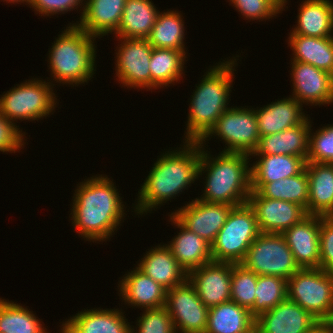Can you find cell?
Listing matches in <instances>:
<instances>
[{
    "mask_svg": "<svg viewBox=\"0 0 333 333\" xmlns=\"http://www.w3.org/2000/svg\"><path fill=\"white\" fill-rule=\"evenodd\" d=\"M233 59L213 66L204 74L190 99L185 141H200L230 107L228 101L234 78Z\"/></svg>",
    "mask_w": 333,
    "mask_h": 333,
    "instance_id": "cell-4",
    "label": "cell"
},
{
    "mask_svg": "<svg viewBox=\"0 0 333 333\" xmlns=\"http://www.w3.org/2000/svg\"><path fill=\"white\" fill-rule=\"evenodd\" d=\"M293 94L301 104L333 103V75L303 62L291 61Z\"/></svg>",
    "mask_w": 333,
    "mask_h": 333,
    "instance_id": "cell-17",
    "label": "cell"
},
{
    "mask_svg": "<svg viewBox=\"0 0 333 333\" xmlns=\"http://www.w3.org/2000/svg\"><path fill=\"white\" fill-rule=\"evenodd\" d=\"M241 264L256 275L288 280L300 268L283 234L260 233L247 250Z\"/></svg>",
    "mask_w": 333,
    "mask_h": 333,
    "instance_id": "cell-9",
    "label": "cell"
},
{
    "mask_svg": "<svg viewBox=\"0 0 333 333\" xmlns=\"http://www.w3.org/2000/svg\"><path fill=\"white\" fill-rule=\"evenodd\" d=\"M277 6V0H271Z\"/></svg>",
    "mask_w": 333,
    "mask_h": 333,
    "instance_id": "cell-48",
    "label": "cell"
},
{
    "mask_svg": "<svg viewBox=\"0 0 333 333\" xmlns=\"http://www.w3.org/2000/svg\"><path fill=\"white\" fill-rule=\"evenodd\" d=\"M287 280L277 276L258 275L256 299L250 314L257 318L287 299Z\"/></svg>",
    "mask_w": 333,
    "mask_h": 333,
    "instance_id": "cell-36",
    "label": "cell"
},
{
    "mask_svg": "<svg viewBox=\"0 0 333 333\" xmlns=\"http://www.w3.org/2000/svg\"><path fill=\"white\" fill-rule=\"evenodd\" d=\"M170 221L180 229L167 245L177 262L189 273L191 270L213 261L211 245L200 236L185 228L172 214Z\"/></svg>",
    "mask_w": 333,
    "mask_h": 333,
    "instance_id": "cell-26",
    "label": "cell"
},
{
    "mask_svg": "<svg viewBox=\"0 0 333 333\" xmlns=\"http://www.w3.org/2000/svg\"><path fill=\"white\" fill-rule=\"evenodd\" d=\"M248 203L254 209L260 233L283 234L308 215L298 204L265 198L257 191H251Z\"/></svg>",
    "mask_w": 333,
    "mask_h": 333,
    "instance_id": "cell-15",
    "label": "cell"
},
{
    "mask_svg": "<svg viewBox=\"0 0 333 333\" xmlns=\"http://www.w3.org/2000/svg\"><path fill=\"white\" fill-rule=\"evenodd\" d=\"M311 333H329V327L326 324H321L315 331Z\"/></svg>",
    "mask_w": 333,
    "mask_h": 333,
    "instance_id": "cell-44",
    "label": "cell"
},
{
    "mask_svg": "<svg viewBox=\"0 0 333 333\" xmlns=\"http://www.w3.org/2000/svg\"><path fill=\"white\" fill-rule=\"evenodd\" d=\"M259 234L256 215L249 203L233 207L211 244L213 261L241 263Z\"/></svg>",
    "mask_w": 333,
    "mask_h": 333,
    "instance_id": "cell-7",
    "label": "cell"
},
{
    "mask_svg": "<svg viewBox=\"0 0 333 333\" xmlns=\"http://www.w3.org/2000/svg\"><path fill=\"white\" fill-rule=\"evenodd\" d=\"M200 143L198 177L205 176V190L200 201L239 206L248 203L251 189L249 156L245 153L221 152L211 157Z\"/></svg>",
    "mask_w": 333,
    "mask_h": 333,
    "instance_id": "cell-3",
    "label": "cell"
},
{
    "mask_svg": "<svg viewBox=\"0 0 333 333\" xmlns=\"http://www.w3.org/2000/svg\"><path fill=\"white\" fill-rule=\"evenodd\" d=\"M232 267L233 263L211 261L188 273L189 282L208 308L231 300Z\"/></svg>",
    "mask_w": 333,
    "mask_h": 333,
    "instance_id": "cell-16",
    "label": "cell"
},
{
    "mask_svg": "<svg viewBox=\"0 0 333 333\" xmlns=\"http://www.w3.org/2000/svg\"><path fill=\"white\" fill-rule=\"evenodd\" d=\"M33 79L18 84L1 95L0 113L9 121H38L46 118L55 109L57 99L52 89L54 84Z\"/></svg>",
    "mask_w": 333,
    "mask_h": 333,
    "instance_id": "cell-8",
    "label": "cell"
},
{
    "mask_svg": "<svg viewBox=\"0 0 333 333\" xmlns=\"http://www.w3.org/2000/svg\"><path fill=\"white\" fill-rule=\"evenodd\" d=\"M289 46L293 59L311 64L333 75V37H307L290 33Z\"/></svg>",
    "mask_w": 333,
    "mask_h": 333,
    "instance_id": "cell-31",
    "label": "cell"
},
{
    "mask_svg": "<svg viewBox=\"0 0 333 333\" xmlns=\"http://www.w3.org/2000/svg\"><path fill=\"white\" fill-rule=\"evenodd\" d=\"M159 12L152 0H126L118 30L114 34L117 38L147 39Z\"/></svg>",
    "mask_w": 333,
    "mask_h": 333,
    "instance_id": "cell-30",
    "label": "cell"
},
{
    "mask_svg": "<svg viewBox=\"0 0 333 333\" xmlns=\"http://www.w3.org/2000/svg\"><path fill=\"white\" fill-rule=\"evenodd\" d=\"M84 0H30V8L34 9L41 16H51L54 14H59L68 12L74 9H78L79 6H83L84 10ZM81 3V4H80ZM83 4V5H82ZM79 5V6H78Z\"/></svg>",
    "mask_w": 333,
    "mask_h": 333,
    "instance_id": "cell-43",
    "label": "cell"
},
{
    "mask_svg": "<svg viewBox=\"0 0 333 333\" xmlns=\"http://www.w3.org/2000/svg\"><path fill=\"white\" fill-rule=\"evenodd\" d=\"M321 324L312 314L287 298L255 318V333H311Z\"/></svg>",
    "mask_w": 333,
    "mask_h": 333,
    "instance_id": "cell-14",
    "label": "cell"
},
{
    "mask_svg": "<svg viewBox=\"0 0 333 333\" xmlns=\"http://www.w3.org/2000/svg\"><path fill=\"white\" fill-rule=\"evenodd\" d=\"M3 1H6V3L8 2H10V3H18V2H20V4L21 3H24V2H26L27 4H29V2H30V0H3Z\"/></svg>",
    "mask_w": 333,
    "mask_h": 333,
    "instance_id": "cell-46",
    "label": "cell"
},
{
    "mask_svg": "<svg viewBox=\"0 0 333 333\" xmlns=\"http://www.w3.org/2000/svg\"><path fill=\"white\" fill-rule=\"evenodd\" d=\"M283 236L300 269L320 268V215L308 214Z\"/></svg>",
    "mask_w": 333,
    "mask_h": 333,
    "instance_id": "cell-18",
    "label": "cell"
},
{
    "mask_svg": "<svg viewBox=\"0 0 333 333\" xmlns=\"http://www.w3.org/2000/svg\"><path fill=\"white\" fill-rule=\"evenodd\" d=\"M137 323L138 329L131 327L130 333H176L171 315L165 306L145 309Z\"/></svg>",
    "mask_w": 333,
    "mask_h": 333,
    "instance_id": "cell-39",
    "label": "cell"
},
{
    "mask_svg": "<svg viewBox=\"0 0 333 333\" xmlns=\"http://www.w3.org/2000/svg\"><path fill=\"white\" fill-rule=\"evenodd\" d=\"M125 275L118 284L121 299L124 300L125 304L136 308L141 307L144 310L165 306L167 290L159 283L145 275L137 267Z\"/></svg>",
    "mask_w": 333,
    "mask_h": 333,
    "instance_id": "cell-22",
    "label": "cell"
},
{
    "mask_svg": "<svg viewBox=\"0 0 333 333\" xmlns=\"http://www.w3.org/2000/svg\"><path fill=\"white\" fill-rule=\"evenodd\" d=\"M320 268L333 273V216H320Z\"/></svg>",
    "mask_w": 333,
    "mask_h": 333,
    "instance_id": "cell-41",
    "label": "cell"
},
{
    "mask_svg": "<svg viewBox=\"0 0 333 333\" xmlns=\"http://www.w3.org/2000/svg\"><path fill=\"white\" fill-rule=\"evenodd\" d=\"M257 192L265 198L298 204L307 212L309 182L306 169L296 176L265 183Z\"/></svg>",
    "mask_w": 333,
    "mask_h": 333,
    "instance_id": "cell-34",
    "label": "cell"
},
{
    "mask_svg": "<svg viewBox=\"0 0 333 333\" xmlns=\"http://www.w3.org/2000/svg\"><path fill=\"white\" fill-rule=\"evenodd\" d=\"M258 275L241 263L232 267L231 300L240 306L251 309L256 299Z\"/></svg>",
    "mask_w": 333,
    "mask_h": 333,
    "instance_id": "cell-37",
    "label": "cell"
},
{
    "mask_svg": "<svg viewBox=\"0 0 333 333\" xmlns=\"http://www.w3.org/2000/svg\"><path fill=\"white\" fill-rule=\"evenodd\" d=\"M233 207L225 203L206 202L195 198L171 214L185 228L211 245Z\"/></svg>",
    "mask_w": 333,
    "mask_h": 333,
    "instance_id": "cell-13",
    "label": "cell"
},
{
    "mask_svg": "<svg viewBox=\"0 0 333 333\" xmlns=\"http://www.w3.org/2000/svg\"><path fill=\"white\" fill-rule=\"evenodd\" d=\"M58 35L49 50V69L53 80L62 84L87 83L95 74L96 37L77 25H70Z\"/></svg>",
    "mask_w": 333,
    "mask_h": 333,
    "instance_id": "cell-5",
    "label": "cell"
},
{
    "mask_svg": "<svg viewBox=\"0 0 333 333\" xmlns=\"http://www.w3.org/2000/svg\"><path fill=\"white\" fill-rule=\"evenodd\" d=\"M136 267L166 290L188 280V273L174 258L167 244L151 248Z\"/></svg>",
    "mask_w": 333,
    "mask_h": 333,
    "instance_id": "cell-21",
    "label": "cell"
},
{
    "mask_svg": "<svg viewBox=\"0 0 333 333\" xmlns=\"http://www.w3.org/2000/svg\"><path fill=\"white\" fill-rule=\"evenodd\" d=\"M287 298L322 324L333 320V273L321 268L299 269L287 280Z\"/></svg>",
    "mask_w": 333,
    "mask_h": 333,
    "instance_id": "cell-6",
    "label": "cell"
},
{
    "mask_svg": "<svg viewBox=\"0 0 333 333\" xmlns=\"http://www.w3.org/2000/svg\"><path fill=\"white\" fill-rule=\"evenodd\" d=\"M125 2L126 0H85L80 23L77 21L72 25H77L96 38L113 34L118 30Z\"/></svg>",
    "mask_w": 333,
    "mask_h": 333,
    "instance_id": "cell-20",
    "label": "cell"
},
{
    "mask_svg": "<svg viewBox=\"0 0 333 333\" xmlns=\"http://www.w3.org/2000/svg\"><path fill=\"white\" fill-rule=\"evenodd\" d=\"M26 307L0 298V333H49Z\"/></svg>",
    "mask_w": 333,
    "mask_h": 333,
    "instance_id": "cell-35",
    "label": "cell"
},
{
    "mask_svg": "<svg viewBox=\"0 0 333 333\" xmlns=\"http://www.w3.org/2000/svg\"><path fill=\"white\" fill-rule=\"evenodd\" d=\"M212 135H217L228 145L222 152L251 155L260 140L255 109L230 107L199 142L203 145Z\"/></svg>",
    "mask_w": 333,
    "mask_h": 333,
    "instance_id": "cell-10",
    "label": "cell"
},
{
    "mask_svg": "<svg viewBox=\"0 0 333 333\" xmlns=\"http://www.w3.org/2000/svg\"><path fill=\"white\" fill-rule=\"evenodd\" d=\"M185 58L180 50L153 48L149 63L151 90L178 82L183 77Z\"/></svg>",
    "mask_w": 333,
    "mask_h": 333,
    "instance_id": "cell-32",
    "label": "cell"
},
{
    "mask_svg": "<svg viewBox=\"0 0 333 333\" xmlns=\"http://www.w3.org/2000/svg\"><path fill=\"white\" fill-rule=\"evenodd\" d=\"M287 0H277V7L283 11L284 7L286 6Z\"/></svg>",
    "mask_w": 333,
    "mask_h": 333,
    "instance_id": "cell-45",
    "label": "cell"
},
{
    "mask_svg": "<svg viewBox=\"0 0 333 333\" xmlns=\"http://www.w3.org/2000/svg\"><path fill=\"white\" fill-rule=\"evenodd\" d=\"M297 25L291 32L307 37H333V3L330 0H305L299 8Z\"/></svg>",
    "mask_w": 333,
    "mask_h": 333,
    "instance_id": "cell-29",
    "label": "cell"
},
{
    "mask_svg": "<svg viewBox=\"0 0 333 333\" xmlns=\"http://www.w3.org/2000/svg\"><path fill=\"white\" fill-rule=\"evenodd\" d=\"M329 333H333V320L328 324Z\"/></svg>",
    "mask_w": 333,
    "mask_h": 333,
    "instance_id": "cell-47",
    "label": "cell"
},
{
    "mask_svg": "<svg viewBox=\"0 0 333 333\" xmlns=\"http://www.w3.org/2000/svg\"><path fill=\"white\" fill-rule=\"evenodd\" d=\"M183 148L168 151L154 163L138 191L136 214H145L178 196L198 178L200 142L185 141ZM165 201V202H164ZM153 208V209H152Z\"/></svg>",
    "mask_w": 333,
    "mask_h": 333,
    "instance_id": "cell-2",
    "label": "cell"
},
{
    "mask_svg": "<svg viewBox=\"0 0 333 333\" xmlns=\"http://www.w3.org/2000/svg\"><path fill=\"white\" fill-rule=\"evenodd\" d=\"M205 333H255V318L230 300L209 308Z\"/></svg>",
    "mask_w": 333,
    "mask_h": 333,
    "instance_id": "cell-28",
    "label": "cell"
},
{
    "mask_svg": "<svg viewBox=\"0 0 333 333\" xmlns=\"http://www.w3.org/2000/svg\"><path fill=\"white\" fill-rule=\"evenodd\" d=\"M118 309H85L62 323L61 333H130L131 327Z\"/></svg>",
    "mask_w": 333,
    "mask_h": 333,
    "instance_id": "cell-19",
    "label": "cell"
},
{
    "mask_svg": "<svg viewBox=\"0 0 333 333\" xmlns=\"http://www.w3.org/2000/svg\"><path fill=\"white\" fill-rule=\"evenodd\" d=\"M90 178L80 182L74 193L72 226L87 241H105L117 231L125 206L113 180L102 174Z\"/></svg>",
    "mask_w": 333,
    "mask_h": 333,
    "instance_id": "cell-1",
    "label": "cell"
},
{
    "mask_svg": "<svg viewBox=\"0 0 333 333\" xmlns=\"http://www.w3.org/2000/svg\"><path fill=\"white\" fill-rule=\"evenodd\" d=\"M309 132L307 162L333 164V125L328 124L314 134Z\"/></svg>",
    "mask_w": 333,
    "mask_h": 333,
    "instance_id": "cell-38",
    "label": "cell"
},
{
    "mask_svg": "<svg viewBox=\"0 0 333 333\" xmlns=\"http://www.w3.org/2000/svg\"><path fill=\"white\" fill-rule=\"evenodd\" d=\"M253 155L260 159L252 167L250 166L252 191H258L265 183L300 174L307 163L303 157L291 155L251 154L250 156Z\"/></svg>",
    "mask_w": 333,
    "mask_h": 333,
    "instance_id": "cell-25",
    "label": "cell"
},
{
    "mask_svg": "<svg viewBox=\"0 0 333 333\" xmlns=\"http://www.w3.org/2000/svg\"><path fill=\"white\" fill-rule=\"evenodd\" d=\"M246 20H266L281 13L271 0H230Z\"/></svg>",
    "mask_w": 333,
    "mask_h": 333,
    "instance_id": "cell-40",
    "label": "cell"
},
{
    "mask_svg": "<svg viewBox=\"0 0 333 333\" xmlns=\"http://www.w3.org/2000/svg\"><path fill=\"white\" fill-rule=\"evenodd\" d=\"M165 307L176 333H205L209 308L189 280L166 291Z\"/></svg>",
    "mask_w": 333,
    "mask_h": 333,
    "instance_id": "cell-11",
    "label": "cell"
},
{
    "mask_svg": "<svg viewBox=\"0 0 333 333\" xmlns=\"http://www.w3.org/2000/svg\"><path fill=\"white\" fill-rule=\"evenodd\" d=\"M116 52V75L123 86L151 90L149 68L153 46L147 39L119 38ZM123 40V41H122Z\"/></svg>",
    "mask_w": 333,
    "mask_h": 333,
    "instance_id": "cell-12",
    "label": "cell"
},
{
    "mask_svg": "<svg viewBox=\"0 0 333 333\" xmlns=\"http://www.w3.org/2000/svg\"><path fill=\"white\" fill-rule=\"evenodd\" d=\"M290 97L255 110L260 137L297 126L310 118L304 114L303 104L296 98Z\"/></svg>",
    "mask_w": 333,
    "mask_h": 333,
    "instance_id": "cell-23",
    "label": "cell"
},
{
    "mask_svg": "<svg viewBox=\"0 0 333 333\" xmlns=\"http://www.w3.org/2000/svg\"><path fill=\"white\" fill-rule=\"evenodd\" d=\"M184 21L178 11L158 14L147 40L153 48H166L182 51L185 55Z\"/></svg>",
    "mask_w": 333,
    "mask_h": 333,
    "instance_id": "cell-33",
    "label": "cell"
},
{
    "mask_svg": "<svg viewBox=\"0 0 333 333\" xmlns=\"http://www.w3.org/2000/svg\"><path fill=\"white\" fill-rule=\"evenodd\" d=\"M310 119L281 132L260 137L259 144L252 154L291 155L303 157L307 161L309 153Z\"/></svg>",
    "mask_w": 333,
    "mask_h": 333,
    "instance_id": "cell-24",
    "label": "cell"
},
{
    "mask_svg": "<svg viewBox=\"0 0 333 333\" xmlns=\"http://www.w3.org/2000/svg\"><path fill=\"white\" fill-rule=\"evenodd\" d=\"M15 123L9 121L0 113V151L1 152H16L24 146L25 133L18 128Z\"/></svg>",
    "mask_w": 333,
    "mask_h": 333,
    "instance_id": "cell-42",
    "label": "cell"
},
{
    "mask_svg": "<svg viewBox=\"0 0 333 333\" xmlns=\"http://www.w3.org/2000/svg\"><path fill=\"white\" fill-rule=\"evenodd\" d=\"M309 182L307 214L333 216V164L307 162Z\"/></svg>",
    "mask_w": 333,
    "mask_h": 333,
    "instance_id": "cell-27",
    "label": "cell"
}]
</instances>
